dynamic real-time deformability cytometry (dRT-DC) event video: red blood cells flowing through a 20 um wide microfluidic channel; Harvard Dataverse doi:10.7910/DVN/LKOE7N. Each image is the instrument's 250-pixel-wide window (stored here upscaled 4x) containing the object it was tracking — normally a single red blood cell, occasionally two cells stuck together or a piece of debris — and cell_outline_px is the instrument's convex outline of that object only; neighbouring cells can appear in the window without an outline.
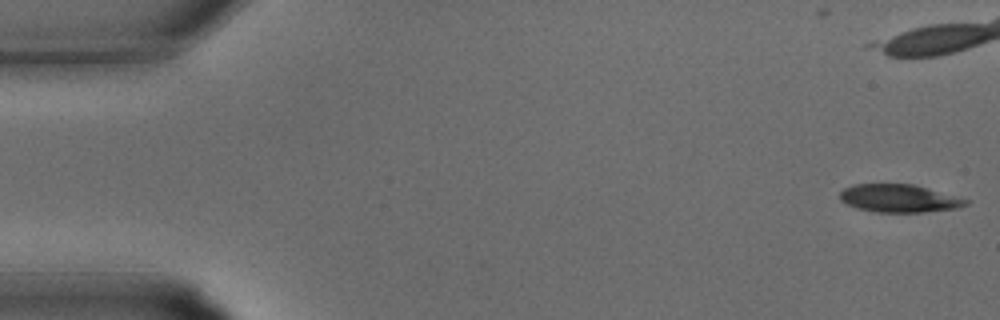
{"species": "common noctule bat (a hibernating species)", "species_latin": "Nyctalus noctula", "temperature_condition": "warm", "stored_images_in_passage": 13, "camera_frame_rate_fps": 3000, "um_per_image_px": 0.085, "animal": {"sex": "male", "body_mass_g": 15.6}, "frame": {"image": 1, "passage_image": 1, "time_ms": 0.0, "image_size_px": [1000, 320], "cell_outline_px": [[972, 200], [968, 204], [956, 208], [924, 212], [876, 212], [856, 208], [840, 200], [840, 192], [844, 188], [852, 184], [912, 184], [928, 188]], "centroid_in_image_um": [76.44, 16.86], "position_along_channel_um": 8.6, "area_um2": 20.52}}